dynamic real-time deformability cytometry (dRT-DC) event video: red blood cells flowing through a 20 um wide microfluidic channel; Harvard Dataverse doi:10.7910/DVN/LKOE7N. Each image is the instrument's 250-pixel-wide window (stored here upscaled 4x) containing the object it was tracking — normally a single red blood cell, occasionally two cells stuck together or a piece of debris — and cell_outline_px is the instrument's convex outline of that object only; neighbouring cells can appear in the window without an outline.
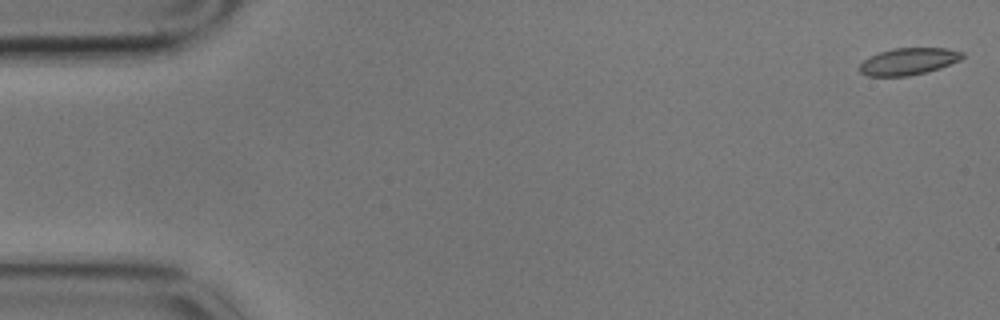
{"species": "common noctule bat (a hibernating species)", "species_latin": "Nyctalus noctula", "temperature_condition": "cold", "stored_images_in_passage": 15, "camera_frame_rate_fps": 3000, "um_per_image_px": 0.085, "animal": {"sex": "male", "body_mass_g": 17.9}, "frame": {"image": 1, "passage_image": 1, "time_ms": 0.0, "image_size_px": [1000, 320], "cell_outline_px": [[964, 56], [960, 60], [940, 68], [928, 72], [908, 76], [868, 76], [860, 72], [860, 64], [864, 60], [880, 52], [892, 48], [948, 48], [964, 52]], "centroid_in_image_um": [77.26, 5.22], "position_along_channel_um": 7.7, "area_um2": 16.13}}
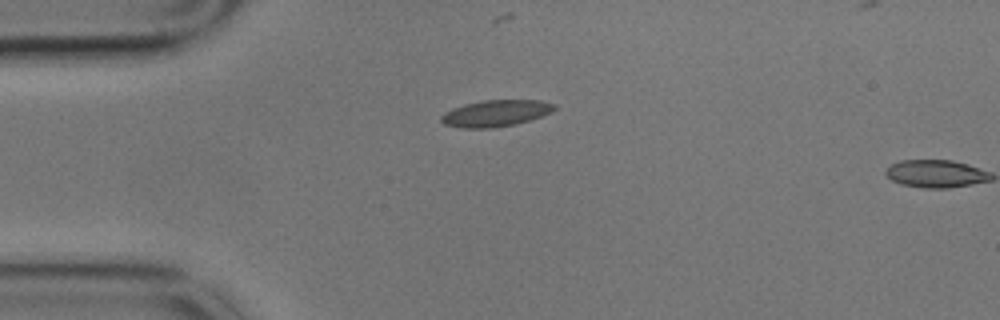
{"frame": {"image": 2, "passage_image": 14, "time_ms": 4.333, "image_size_px": [1000, 320], "cell_outline_px": [[556, 108], [552, 112], [516, 124], [492, 128], [460, 128], [444, 124], [440, 120], [440, 116], [444, 112], [452, 108], [464, 104], [484, 100], [540, 100], [556, 104]], "centroid_in_image_um": [42.11, 9.63], "position_along_channel_um": 42.9, "area_um2": 17.57}}